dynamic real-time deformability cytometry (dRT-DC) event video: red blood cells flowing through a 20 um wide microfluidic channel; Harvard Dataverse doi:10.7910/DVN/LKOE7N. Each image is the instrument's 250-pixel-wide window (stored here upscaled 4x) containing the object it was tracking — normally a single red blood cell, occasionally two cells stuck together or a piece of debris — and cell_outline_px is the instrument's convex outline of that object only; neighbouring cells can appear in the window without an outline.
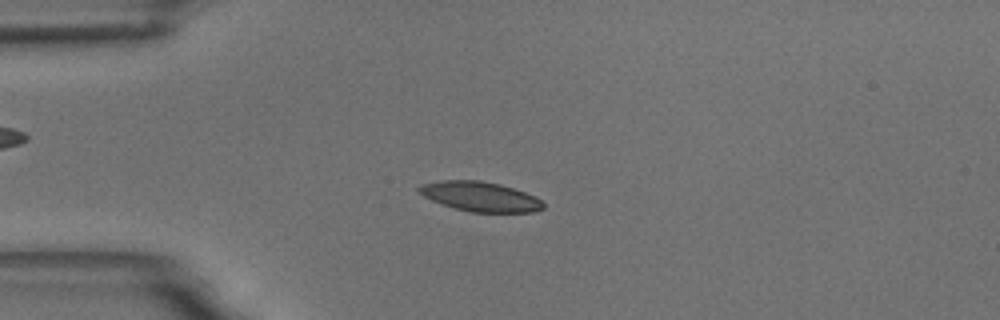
{"species": "common noctule bat (a hibernating species)", "species_latin": "Nyctalus noctula", "temperature_condition": "room temperature", "stored_images_in_passage": 42, "camera_frame_rate_fps": 3000, "um_per_image_px": 0.085, "animal": {"sex": "male", "body_mass_g": 18.8}, "frame": {"image": 1, "passage_image": 14, "time_ms": 4.333, "image_size_px": [1000, 320], "cell_outline_px": [[544, 208], [536, 212], [472, 212], [456, 208], [432, 200], [416, 192], [416, 188], [424, 184], [440, 180], [480, 180], [500, 184], [536, 196], [544, 204]], "centroid_in_image_um": [40.82, 16.7], "position_along_channel_um": 44.2, "area_um2": 21.39}}
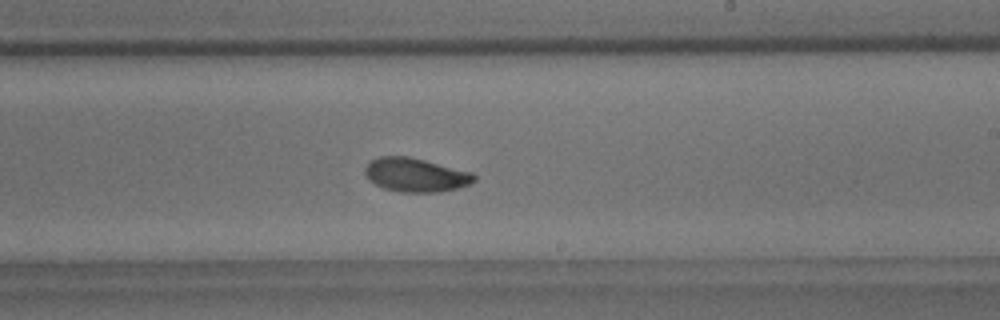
{"frame": {"image": 2, "passage_image": 33, "time_ms": 10.667, "image_size_px": [1000, 320], "cell_outline_px": [[476, 180], [468, 184], [456, 188], [440, 192], [400, 192], [384, 188], [368, 180], [364, 172], [364, 168], [372, 160], [380, 156], [408, 156], [472, 172], [476, 176]], "centroid_in_image_um": [35.31, 14.87], "position_along_channel_um": 253.7, "area_um2": 21.39}}
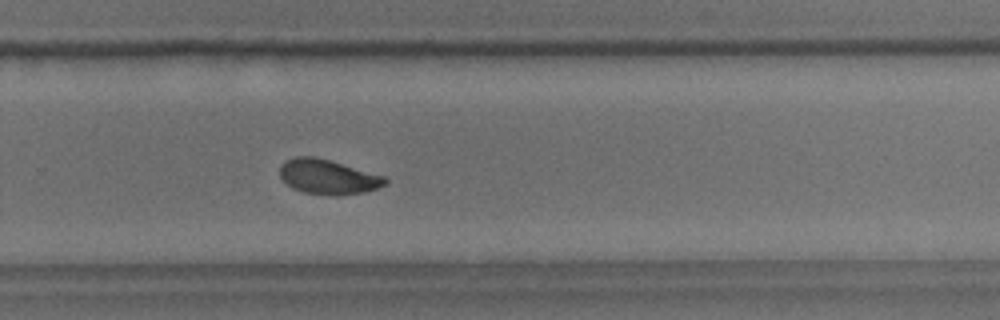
{"frame": {"image": 3, "passage_image": 37, "time_ms": 12.0, "image_size_px": [1000, 320], "cell_outline_px": [[388, 184], [364, 192], [304, 192], [292, 188], [280, 176], [280, 164], [284, 160], [296, 156], [312, 156], [328, 160], [384, 176], [388, 180]], "centroid_in_image_um": [27.83, 14.97], "position_along_channel_um": 302.0, "area_um2": 20.29}}